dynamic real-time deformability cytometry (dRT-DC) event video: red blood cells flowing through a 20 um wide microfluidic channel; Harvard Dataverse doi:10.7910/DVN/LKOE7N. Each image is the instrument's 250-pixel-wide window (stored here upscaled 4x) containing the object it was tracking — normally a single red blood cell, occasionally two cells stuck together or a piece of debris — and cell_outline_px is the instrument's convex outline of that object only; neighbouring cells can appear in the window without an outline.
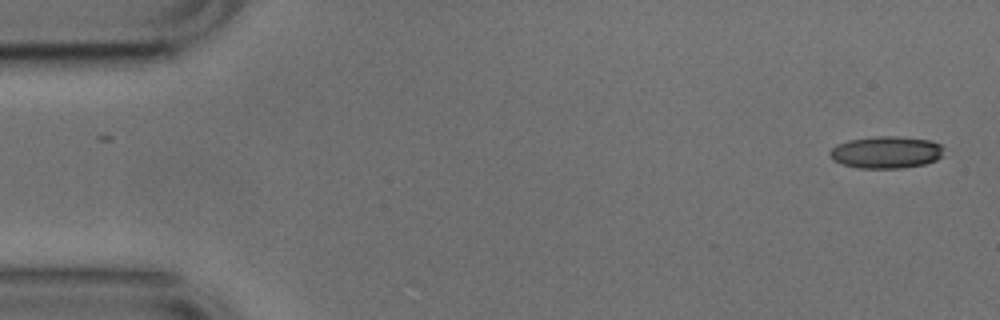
{"species": "common noctule bat (a hibernating species)", "species_latin": "Nyctalus noctula", "temperature_condition": "cold", "stored_images_in_passage": 51, "camera_frame_rate_fps": 3000, "um_per_image_px": 0.085, "animal": {"sex": "male", "body_mass_g": 17.9, "forearm_length_mm": 54.2}, "frame": {"image": 1, "passage_image": 1, "time_ms": 0.0, "image_size_px": [1000, 320], "cell_outline_px": [[944, 148], [940, 156], [936, 160], [924, 164], [900, 168], [860, 168], [844, 164], [832, 160], [828, 156], [828, 152], [836, 144], [848, 140], [876, 136], [900, 136], [932, 140], [940, 144]], "centroid_in_image_um": [75.3, 12.93], "position_along_channel_um": 9.7, "area_um2": 21.44}}
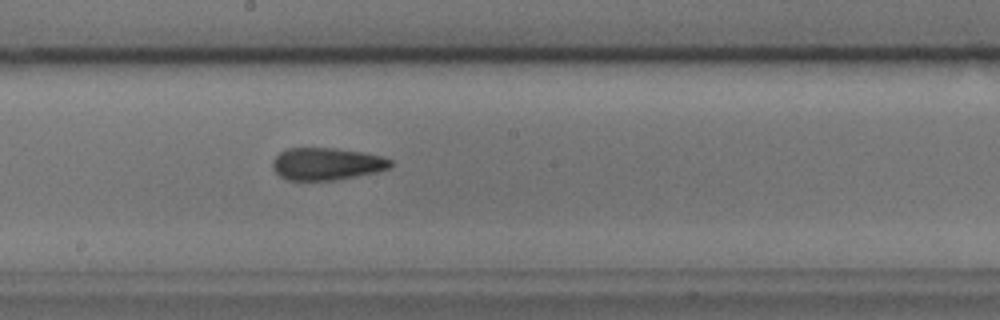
{"frame": {"image": 2, "passage_image": 27, "time_ms": 8.667, "image_size_px": [1000, 320], "cell_outline_px": [[392, 164], [388, 168], [376, 172], [336, 180], [284, 180], [272, 168], [272, 160], [280, 152], [288, 148], [332, 148], [364, 152], [380, 156], [392, 160]], "centroid_in_image_um": [27.73, 13.93], "position_along_channel_um": 220.5, "area_um2": 22.2}}
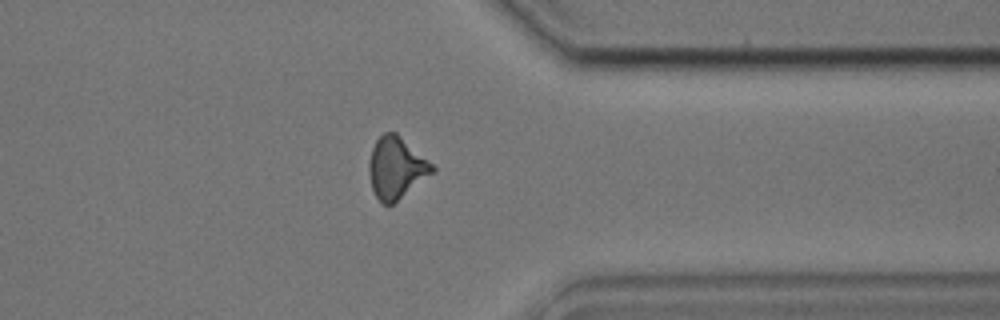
{"frame": {"image": 3, "passage_image": 40, "time_ms": 13.0, "image_size_px": [1000, 320], "cell_outline_px": [[436, 172], [392, 204], [384, 204], [376, 196], [372, 188], [368, 172], [368, 164], [372, 148], [376, 140], [384, 132], [396, 132], [432, 164], [436, 168]], "centroid_in_image_um": [33.68, 14.26], "position_along_channel_um": 377.7, "area_um2": 22.6}, "authors_computed_cell_mechanics": {"area_um2": 21.9062, "velocity_mm_per_s": 3.7907, "shape_relaxation_time_tau1_ms": null, "shape_relaxation_time_tau2_ms": 3.3025, "deformation_change_tau1": null, "deformation_change_tau2": 0.1215}}